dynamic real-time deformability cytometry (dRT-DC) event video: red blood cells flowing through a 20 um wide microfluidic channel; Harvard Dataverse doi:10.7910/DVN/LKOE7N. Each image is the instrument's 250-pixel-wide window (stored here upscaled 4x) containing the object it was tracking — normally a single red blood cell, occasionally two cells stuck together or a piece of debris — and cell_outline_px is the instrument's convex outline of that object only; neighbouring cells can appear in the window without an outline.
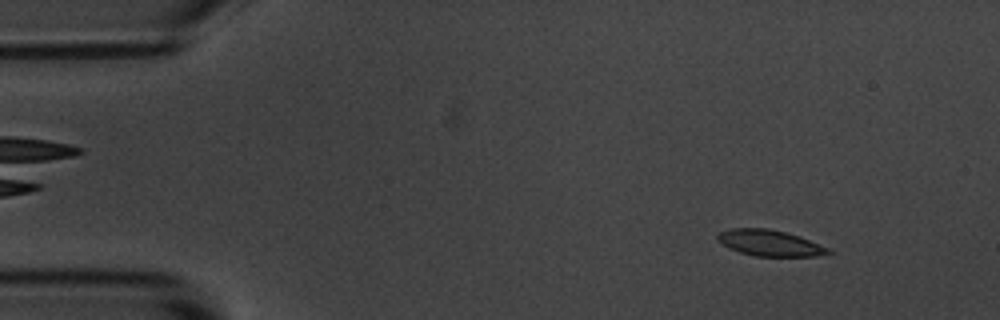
{"species": "common noctule bat (a hibernating species)", "species_latin": "Nyctalus noctula", "temperature_condition": "room temperature", "stored_images_in_passage": 56, "camera_frame_rate_fps": 3000, "um_per_image_px": 0.085, "animal": {"sex": "male", "body_mass_g": 20.1, "forearm_length_mm": 53.5}, "frame": {"image": 1, "passage_image": 7, "time_ms": 2.0, "image_size_px": [1000, 320], "cell_outline_px": [[832, 252], [816, 256], [756, 256], [740, 252], [728, 248], [716, 240], [716, 236], [720, 232], [732, 228], [768, 228], [800, 236], [828, 248]], "centroid_in_image_um": [65.38, 20.65], "position_along_channel_um": 19.6, "area_um2": 16.7}}
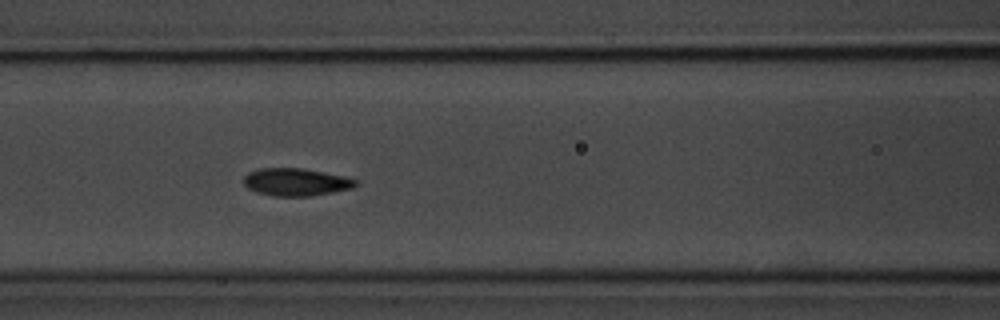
{"frame": {"image": 2, "passage_image": 24, "time_ms": 7.667, "image_size_px": [1000, 320], "cell_outline_px": [[360, 184], [352, 188], [332, 192], [308, 196], [272, 196], [256, 192], [248, 188], [244, 184], [244, 176], [248, 172], [260, 168], [300, 168], [344, 176], [360, 180]], "centroid_in_image_um": [25.17, 15.47], "position_along_channel_um": 141.4, "area_um2": 18.03}}
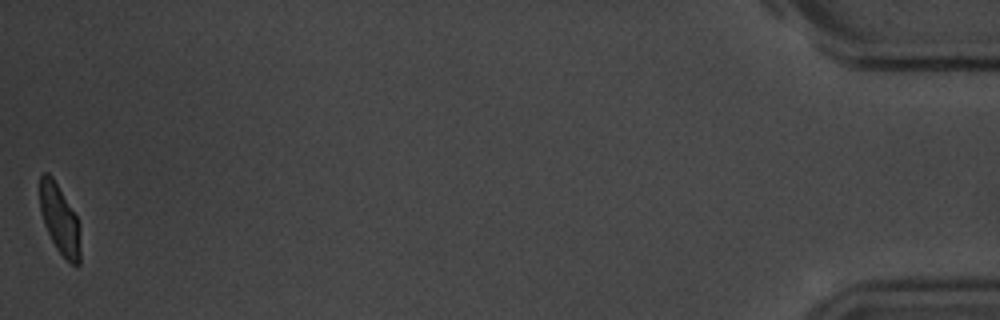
{"frame": {"image": 3, "passage_image": 56, "time_ms": 18.333, "image_size_px": [1000, 320], "cell_outline_px": [[80, 264], [76, 268], [56, 248], [44, 224], [40, 212], [40, 176], [44, 172], [48, 172], [52, 176], [76, 216], [80, 248]], "centroid_in_image_um": [5.05, 18.65], "position_along_channel_um": 430.1, "area_um2": 16.01}, "authors_computed_cell_mechanics": {"area_um2": 17.4556, "velocity_mm_per_s": 3.6157, "shape_relaxation_time_tau1_ms": 2.2363, "shape_relaxation_time_tau2_ms": 1.0321, "deformation_change_tau1": 0.1159, "deformation_change_tau2": 0.0597}}